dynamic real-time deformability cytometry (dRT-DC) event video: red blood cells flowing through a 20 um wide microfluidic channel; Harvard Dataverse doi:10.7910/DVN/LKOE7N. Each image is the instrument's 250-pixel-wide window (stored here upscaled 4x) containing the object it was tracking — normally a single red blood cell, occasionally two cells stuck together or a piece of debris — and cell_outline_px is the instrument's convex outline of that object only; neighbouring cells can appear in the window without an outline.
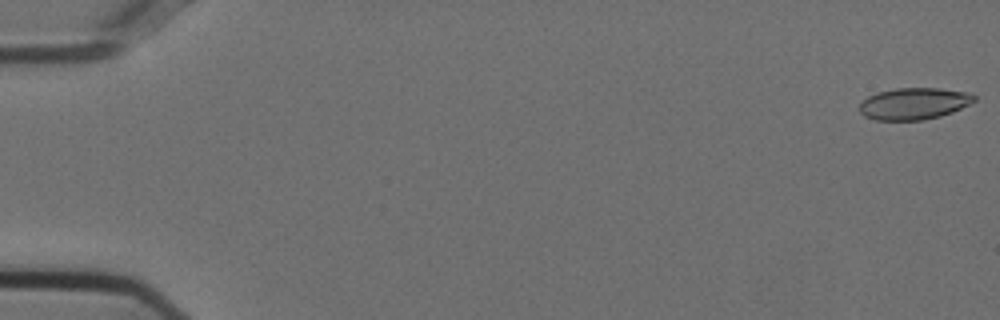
{"species": "Egyptian fruit bat (a non-hibernating species)", "species_latin": "Rousettus aegyptiacus", "temperature_condition": "cold", "stored_images_in_passage": 8, "camera_frame_rate_fps": 3000, "um_per_image_px": 0.085, "animal": {"sex": "female"}, "frame": {"image": 1, "passage_image": 1, "time_ms": 0.0, "image_size_px": [1000, 320], "cell_outline_px": [[976, 100], [952, 112], [940, 116], [924, 120], [876, 120], [864, 116], [860, 112], [860, 104], [868, 96], [876, 92], [896, 88], [940, 88], [968, 92], [976, 96]], "centroid_in_image_um": [77.68, 8.8], "position_along_channel_um": 7.3, "area_um2": 21.21}}